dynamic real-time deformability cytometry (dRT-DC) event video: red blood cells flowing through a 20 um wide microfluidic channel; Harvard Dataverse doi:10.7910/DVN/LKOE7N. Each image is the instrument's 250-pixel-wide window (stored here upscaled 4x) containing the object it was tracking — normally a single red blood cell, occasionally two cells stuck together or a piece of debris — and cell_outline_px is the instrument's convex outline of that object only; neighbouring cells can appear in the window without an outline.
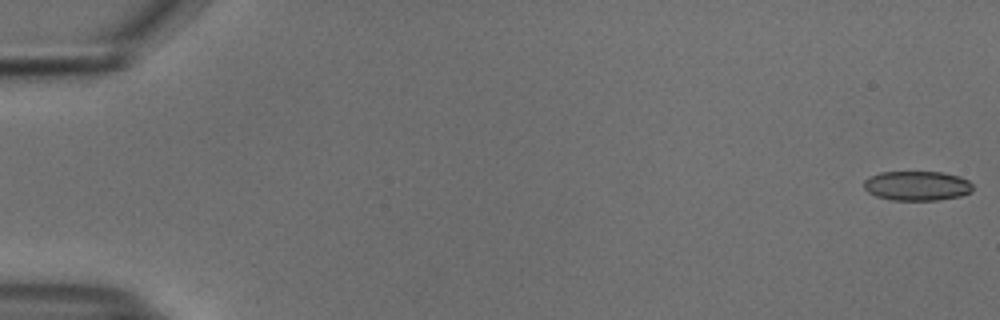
{"species": "common noctule bat (a hibernating species)", "species_latin": "Nyctalus noctula", "temperature_condition": "cold", "stored_images_in_passage": 55, "camera_frame_rate_fps": 3000, "um_per_image_px": 0.085, "animal": {"sex": "male", "body_mass_g": 18.8}, "frame": {"image": 1, "passage_image": 1, "time_ms": 0.0, "image_size_px": [1000, 320], "cell_outline_px": [[972, 192], [960, 196], [936, 200], [892, 200], [876, 196], [868, 192], [864, 188], [864, 180], [868, 176], [880, 172], [944, 172], [960, 176], [968, 180], [972, 184]], "centroid_in_image_um": [77.94, 15.78], "position_along_channel_um": 7.1, "area_um2": 18.9}}
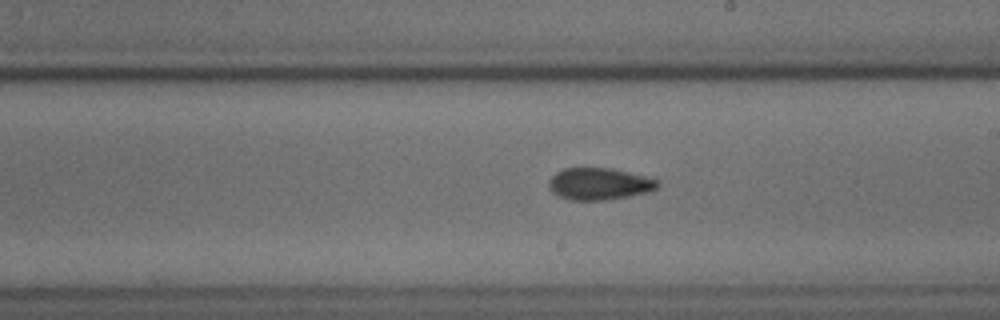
{"frame": {"image": 2, "passage_image": 32, "time_ms": 10.333, "image_size_px": [1000, 320], "cell_outline_px": [[660, 184], [656, 188], [648, 192], [628, 196], [604, 200], [572, 200], [560, 196], [552, 192], [548, 188], [548, 180], [556, 172], [564, 168], [612, 168], [660, 180]], "centroid_in_image_um": [50.92, 15.62], "position_along_channel_um": 238.1, "area_um2": 20.23}}
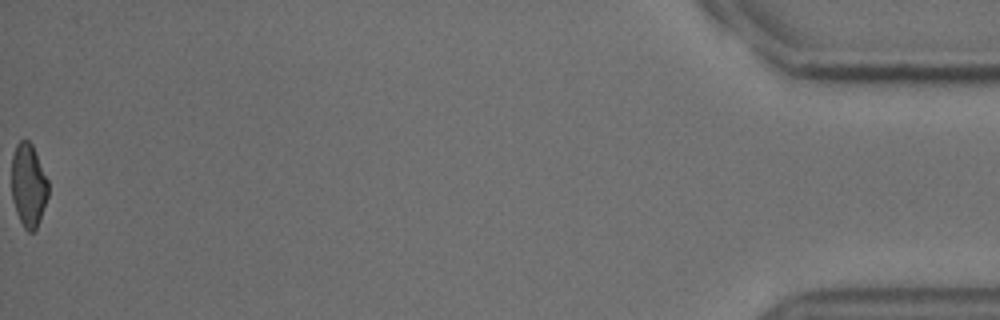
{"frame": {"image": 3, "passage_image": 55, "time_ms": 18.0, "image_size_px": [1000, 320], "cell_outline_px": [[48, 196], [36, 232], [28, 232], [24, 228], [16, 212], [12, 196], [12, 156], [16, 144], [20, 140], [28, 140], [32, 144], [48, 180]], "centroid_in_image_um": [2.42, 15.77], "position_along_channel_um": 432.8, "area_um2": 17.86}, "authors_computed_cell_mechanics": {"area_um2": 19.4208, "velocity_mm_per_s": 3.7564, "shape_relaxation_time_tau1_ms": 6.2662, "shape_relaxation_time_tau2_ms": 2.7773, "deformation_change_tau1": 0.1165, "deformation_change_tau2": 0.0803}}